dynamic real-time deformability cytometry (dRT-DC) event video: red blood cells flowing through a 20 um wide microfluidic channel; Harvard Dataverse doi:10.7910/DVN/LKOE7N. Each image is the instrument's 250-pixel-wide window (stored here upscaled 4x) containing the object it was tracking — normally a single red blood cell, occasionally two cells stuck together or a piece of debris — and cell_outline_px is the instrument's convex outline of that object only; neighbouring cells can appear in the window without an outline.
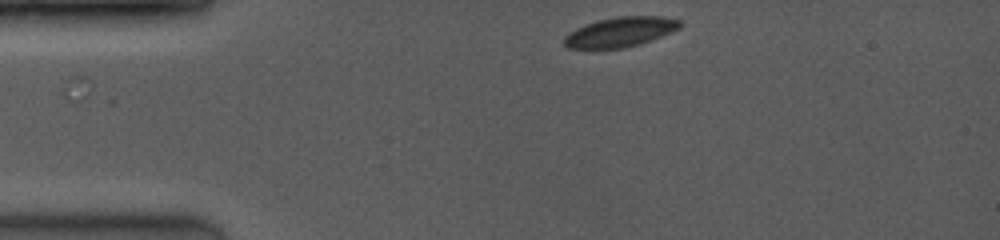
{"species": "common noctule bat (a hibernating species)", "species_latin": "Nyctalus noctula", "temperature_condition": "room temperature", "stored_images_in_passage": 43, "camera_frame_rate_fps": 4000, "um_per_image_px": 0.085, "animal": {"sex": "female", "body_mass_g": 19.0, "forearm_length_mm": 53.3}, "frame": {"image": 1, "passage_image": 1, "time_ms": 0.0, "image_size_px": [1000, 240], "cell_outline_px": [[684, 24], [680, 28], [672, 32], [640, 44], [624, 48], [568, 48], [564, 44], [564, 36], [576, 28], [596, 20], [616, 16], [660, 16], [680, 20]], "centroid_in_image_um": [52.75, 2.7], "position_along_channel_um": 32.2, "area_um2": 20.17}}
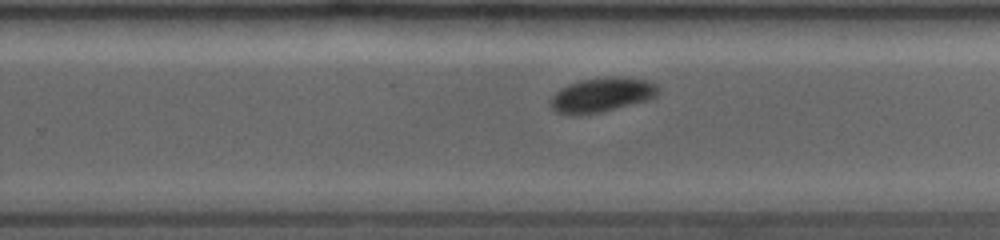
{"frame": {"image": 2, "passage_image": 30, "time_ms": 7.25, "image_size_px": [1000, 240], "cell_outline_px": [[656, 96], [648, 100], [600, 112], [580, 116], [568, 116], [556, 112], [548, 104], [548, 100], [560, 88], [584, 80], [644, 80], [656, 84]], "centroid_in_image_um": [51.01, 8.16], "position_along_channel_um": 278.8, "area_um2": 20.58}}
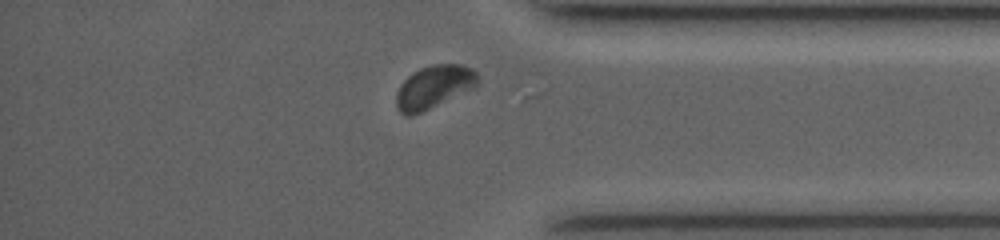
{"frame": {"image": 3, "passage_image": 42, "time_ms": 10.25, "image_size_px": [1000, 240], "cell_outline_px": [[480, 80], [472, 88], [412, 116], [404, 116], [396, 108], [396, 92], [400, 84], [412, 72], [420, 68], [432, 64], [460, 64], [472, 68], [480, 76]], "centroid_in_image_um": [36.85, 7.37], "position_along_channel_um": 398.4, "area_um2": 20.35}, "authors_computed_cell_mechanics": {"area_um2": 21.0392, "velocity_mm_per_s": 4.0524, "shape_relaxation_time_tau1_ms": 2.8583, "shape_relaxation_time_tau2_ms": 2.5993, "deformation_change_tau1": 0.1028, "deformation_change_tau2": 0.0371}}